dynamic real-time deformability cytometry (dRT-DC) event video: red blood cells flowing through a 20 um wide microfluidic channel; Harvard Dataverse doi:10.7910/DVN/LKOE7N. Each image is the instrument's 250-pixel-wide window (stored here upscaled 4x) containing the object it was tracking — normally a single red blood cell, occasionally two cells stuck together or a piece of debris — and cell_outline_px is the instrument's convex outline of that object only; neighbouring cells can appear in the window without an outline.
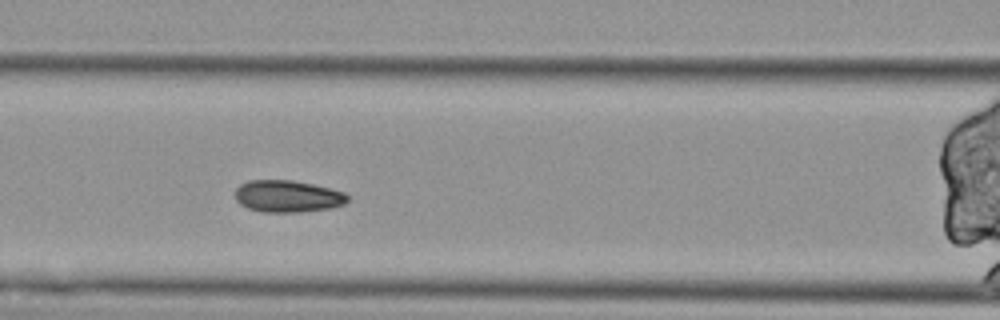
{"species": "Egyptian fruit bat (a non-hibernating species)", "species_latin": "Rousettus aegyptiacus", "temperature_condition": "cold", "stored_images_in_passage": 51, "camera_frame_rate_fps": 3000, "um_per_image_px": 0.085, "animal": {"sex": "female"}, "frame": {"image": 1, "passage_image": 17, "time_ms": 5.333, "image_size_px": [1000, 320], "cell_outline_px": [[348, 200], [344, 204], [332, 208], [300, 212], [264, 212], [248, 208], [240, 204], [236, 200], [236, 188], [240, 184], [248, 180], [292, 180], [312, 184], [344, 192], [348, 196]], "centroid_in_image_um": [24.44, 16.68], "position_along_channel_um": 142.2, "area_um2": 20.92}}
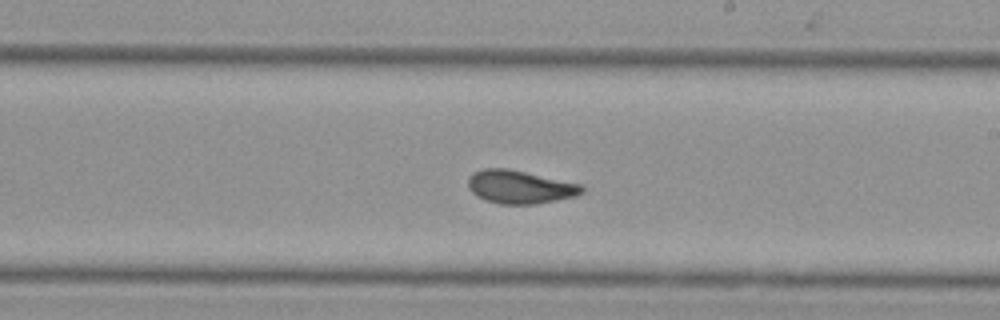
{"frame": {"image": 2, "passage_image": 26, "time_ms": 8.333, "image_size_px": [1000, 320], "cell_outline_px": [[584, 192], [576, 196], [536, 204], [500, 204], [484, 200], [476, 196], [468, 188], [468, 176], [472, 172], [484, 168], [508, 168], [580, 184], [584, 188]], "centroid_in_image_um": [44.15, 15.89], "position_along_channel_um": 244.9, "area_um2": 22.14}}
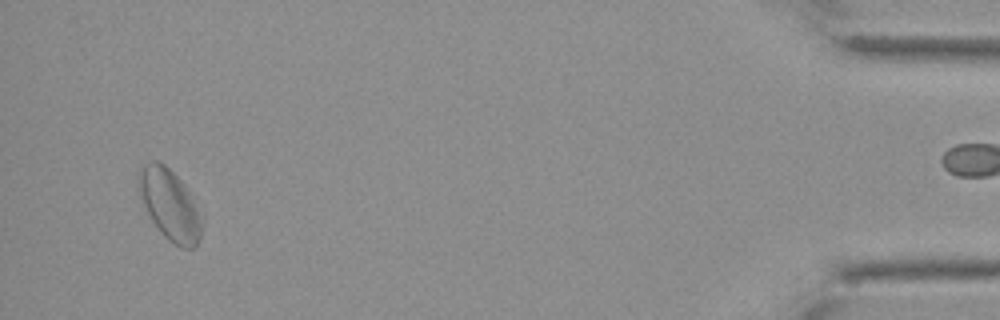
{"frame": {"image": 3, "passage_image": 48, "time_ms": 15.667, "image_size_px": [1000, 320], "cell_outline_px": [[204, 224], [200, 240], [196, 248], [180, 248], [168, 240], [164, 236], [152, 220], [140, 196], [136, 180], [136, 176], [140, 164], [152, 160], [156, 160], [164, 164], [184, 184]], "centroid_in_image_um": [14.4, 17.39], "position_along_channel_um": 420.8, "area_um2": 26.13}, "authors_computed_cell_mechanics": {"area_um2": 22.4842, "velocity_mm_per_s": 3.4452, "shape_relaxation_time_tau1_ms": null, "shape_relaxation_time_tau2_ms": 1.7944, "deformation_change_tau1": null, "deformation_change_tau2": 0.0829}}